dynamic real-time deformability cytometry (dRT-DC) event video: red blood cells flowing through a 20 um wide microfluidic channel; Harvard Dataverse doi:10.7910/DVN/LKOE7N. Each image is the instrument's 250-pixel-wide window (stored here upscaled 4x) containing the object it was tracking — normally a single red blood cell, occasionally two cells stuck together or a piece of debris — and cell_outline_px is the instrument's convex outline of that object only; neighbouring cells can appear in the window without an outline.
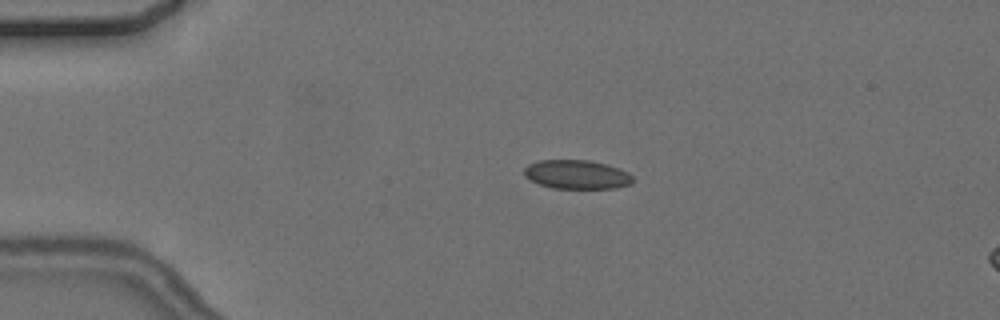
{"species": "common noctule bat (a hibernating species)", "species_latin": "Nyctalus noctula", "temperature_condition": "cold", "stored_images_in_passage": 4, "camera_frame_rate_fps": 3000, "um_per_image_px": 0.085, "animal": {"sex": "female", "body_mass_g": 24.6, "forearm_length_mm": 56.2}, "frame": {"image": 1, "passage_image": 2, "time_ms": 1.333, "image_size_px": [1000, 320], "cell_outline_px": [[632, 184], [616, 188], [552, 188], [540, 184], [524, 176], [524, 168], [528, 164], [540, 160], [588, 160], [608, 164], [620, 168], [628, 172], [632, 176]], "centroid_in_image_um": [49.05, 14.82], "position_along_channel_um": 36.0, "area_um2": 18.38}}